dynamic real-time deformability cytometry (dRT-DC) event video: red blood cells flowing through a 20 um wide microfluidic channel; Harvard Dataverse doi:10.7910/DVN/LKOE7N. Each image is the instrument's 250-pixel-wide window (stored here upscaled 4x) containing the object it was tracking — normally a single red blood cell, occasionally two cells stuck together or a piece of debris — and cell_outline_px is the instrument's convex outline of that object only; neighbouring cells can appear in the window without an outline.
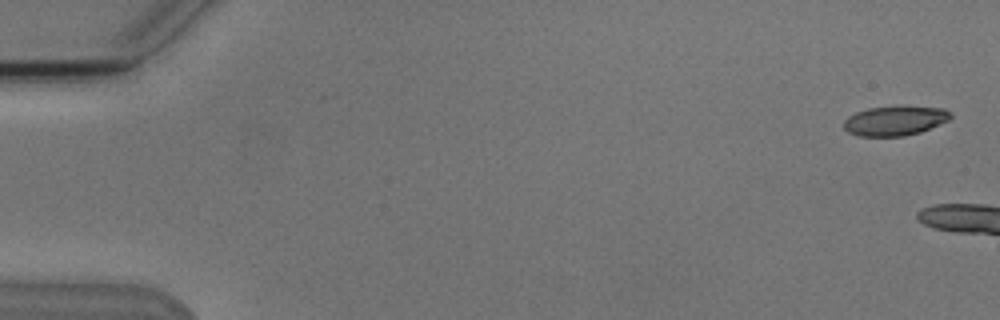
{"species": "Egyptian fruit bat (a non-hibernating species)", "species_latin": "Rousettus aegyptiacus", "temperature_condition": "cold", "stored_images_in_passage": 7, "segment_of_instrument_passage": [2, 2], "camera_frame_rate_fps": 3000, "um_per_image_px": 0.085, "animal": {"sex": "male"}, "frame": {"image": 1, "passage_image": 7, "time_ms": 7.0, "image_size_px": [1000, 320], "cell_outline_px": [[952, 116], [948, 120], [920, 132], [904, 136], [860, 136], [848, 132], [844, 128], [844, 120], [848, 116], [856, 112], [868, 108], [896, 104], [904, 104], [944, 108], [952, 112]], "centroid_in_image_um": [76.09, 10.21], "position_along_channel_um": 8.9, "area_um2": 19.02}}